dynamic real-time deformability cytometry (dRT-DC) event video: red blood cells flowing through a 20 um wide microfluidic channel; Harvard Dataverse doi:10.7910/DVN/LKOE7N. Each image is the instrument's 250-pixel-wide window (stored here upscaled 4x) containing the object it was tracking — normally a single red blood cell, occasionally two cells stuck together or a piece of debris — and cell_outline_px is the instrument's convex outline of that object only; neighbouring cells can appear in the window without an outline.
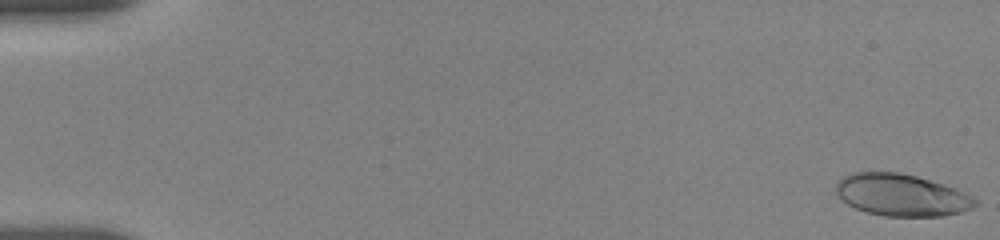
{"species": "human", "species_latin": "Homo sapiens", "temperature_condition": "room temperature", "stored_images_in_passage": 40, "camera_frame_rate_fps": 3000, "um_per_image_px": 0.085, "donor": {"sex": "female"}, "frame": {"image": 1, "passage_image": 1, "time_ms": 0.0, "image_size_px": [1000, 240], "cell_outline_px": [[980, 204], [972, 208], [960, 212], [944, 216], [884, 216], [868, 212], [856, 208], [840, 200], [836, 196], [836, 184], [844, 176], [852, 172], [900, 172], [916, 176], [964, 192], [972, 196]], "centroid_in_image_um": [76.6, 16.58], "position_along_channel_um": 8.4, "area_um2": 33.93}}
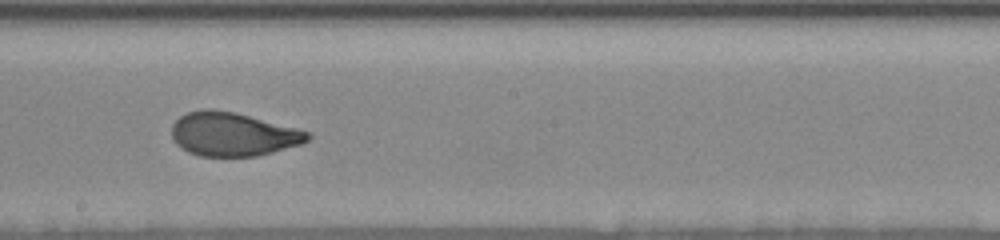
{"frame": {"image": 2, "passage_image": 23, "time_ms": 10.333, "image_size_px": [1000, 240], "cell_outline_px": [[312, 136], [308, 140], [300, 144], [272, 152], [256, 156], [200, 156], [188, 152], [180, 148], [172, 140], [172, 124], [180, 116], [188, 112], [200, 108], [212, 108], [236, 112], [312, 132]], "centroid_in_image_um": [19.77, 11.39], "position_along_channel_um": 228.4, "area_um2": 34.91}}
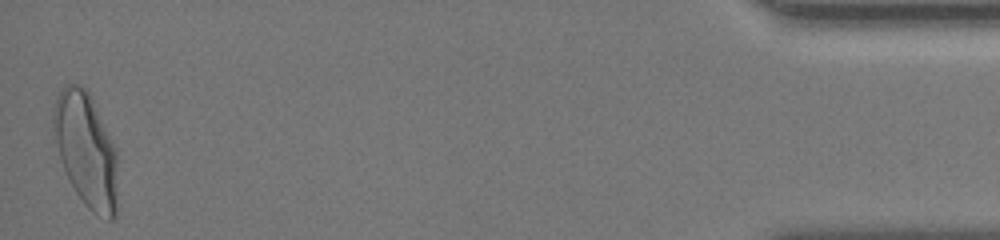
{"frame": {"image": 3, "passage_image": 40, "time_ms": 18.0, "image_size_px": [1000, 240], "cell_outline_px": [[116, 216], [112, 220], [108, 220], [96, 216], [84, 204], [76, 192], [64, 168], [60, 156], [52, 124], [52, 108], [56, 96], [64, 84], [76, 84], [84, 88], [88, 92], [116, 148]], "centroid_in_image_um": [7.3, 12.74], "position_along_channel_um": 427.9, "area_um2": 42.31}, "authors_computed_cell_mechanics": {"area_um2": 35.1424, "velocity_mm_per_s": 3.6554, "shape_relaxation_time_tau1_ms": 4.153, "shape_relaxation_time_tau2_ms": null, "deformation_change_tau1": 0.169, "deformation_change_tau2": null}}